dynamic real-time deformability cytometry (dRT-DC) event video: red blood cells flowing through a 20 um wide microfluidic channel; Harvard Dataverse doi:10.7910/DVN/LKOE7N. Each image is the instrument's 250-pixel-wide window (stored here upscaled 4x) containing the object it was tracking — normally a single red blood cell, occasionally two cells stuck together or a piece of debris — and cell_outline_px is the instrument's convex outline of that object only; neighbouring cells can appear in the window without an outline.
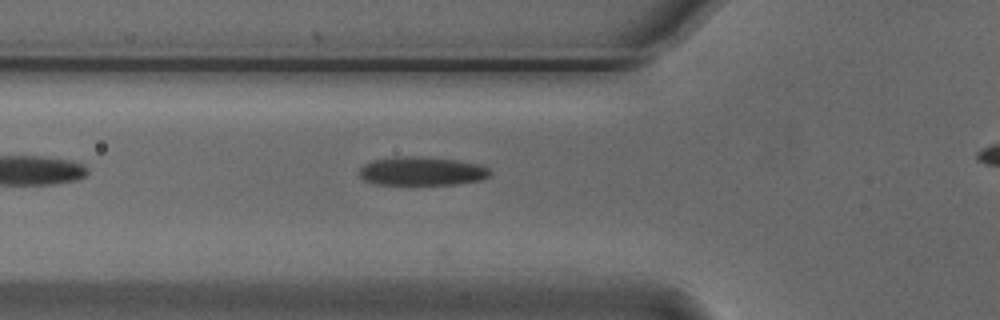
{"species": "Egyptian fruit bat (a non-hibernating species)", "species_latin": "Rousettus aegyptiacus", "temperature_condition": "cold", "stored_images_in_passage": 33, "camera_frame_rate_fps": 3000, "um_per_image_px": 0.085, "animal": {"sex": "male"}, "frame": {"image": 1, "passage_image": 4, "time_ms": 1.0, "image_size_px": [1000, 320], "cell_outline_px": [[492, 172], [484, 180], [456, 184], [372, 184], [364, 180], [360, 176], [360, 168], [364, 164], [372, 160], [396, 156], [416, 156], [456, 160], [480, 164], [488, 168]], "centroid_in_image_um": [35.86, 14.54], "position_along_channel_um": 89.9, "area_um2": 21.96}}
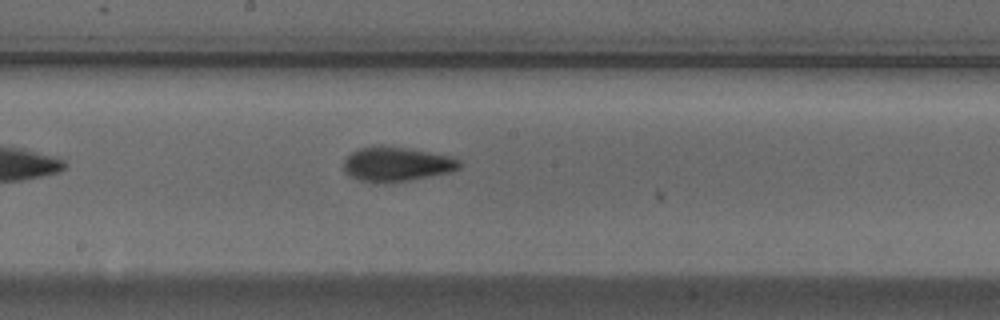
{"frame": {"image": 2, "passage_image": 14, "time_ms": 4.333, "image_size_px": [1000, 320], "cell_outline_px": [[460, 168], [452, 172], [408, 180], [360, 180], [348, 176], [344, 172], [344, 160], [352, 152], [360, 148], [372, 144], [380, 144], [408, 148], [456, 156], [460, 160]], "centroid_in_image_um": [33.76, 13.89], "position_along_channel_um": 214.4, "area_um2": 23.18}}
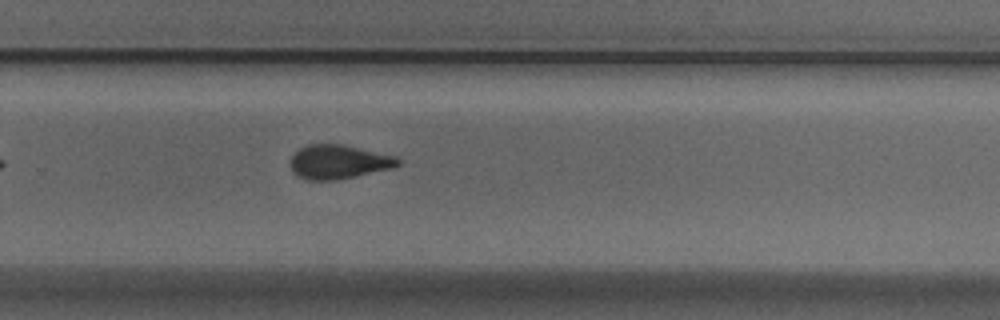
{"frame": {"image": 3, "passage_image": 21, "time_ms": 6.667, "image_size_px": [1000, 320], "cell_outline_px": [[400, 164], [392, 168], [356, 176], [336, 180], [308, 180], [296, 176], [292, 172], [288, 164], [292, 156], [300, 148], [308, 144], [340, 144], [396, 156], [400, 160]], "centroid_in_image_um": [28.73, 13.77], "position_along_channel_um": 301.1, "area_um2": 21.39}, "authors_computed_cell_mechanics": {"area_um2": 22.0218, "velocity_mm_per_s": 3.7227, "shape_relaxation_time_tau1_ms": 4.0826, "shape_relaxation_time_tau2_ms": 4.6348, "deformation_change_tau1": 0.149, "deformation_change_tau2": 0.1146}}